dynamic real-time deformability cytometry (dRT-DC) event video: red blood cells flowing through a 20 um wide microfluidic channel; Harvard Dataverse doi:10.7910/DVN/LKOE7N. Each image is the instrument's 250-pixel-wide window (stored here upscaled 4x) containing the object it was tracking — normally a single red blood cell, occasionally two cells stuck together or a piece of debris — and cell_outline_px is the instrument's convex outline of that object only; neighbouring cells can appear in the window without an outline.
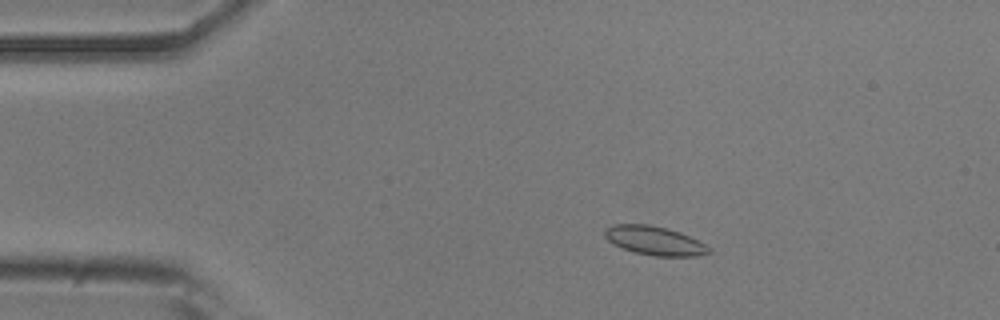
{"species": "common noctule bat (a hibernating species)", "species_latin": "Nyctalus noctula", "temperature_condition": "room temperature", "stored_images_in_passage": 45, "camera_frame_rate_fps": 3000, "um_per_image_px": 0.085, "animal": {"sex": "male", "body_mass_g": 20.5, "forearm_length_mm": 52.5}, "frame": {"image": 1, "passage_image": 1, "time_ms": 0.0, "image_size_px": [1000, 320], "cell_outline_px": [[712, 252], [696, 256], [656, 256], [636, 252], [612, 244], [604, 236], [604, 228], [612, 224], [648, 224], [668, 228], [680, 232], [712, 248]], "centroid_in_image_um": [55.62, 20.44], "position_along_channel_um": 29.4, "area_um2": 17.51}}
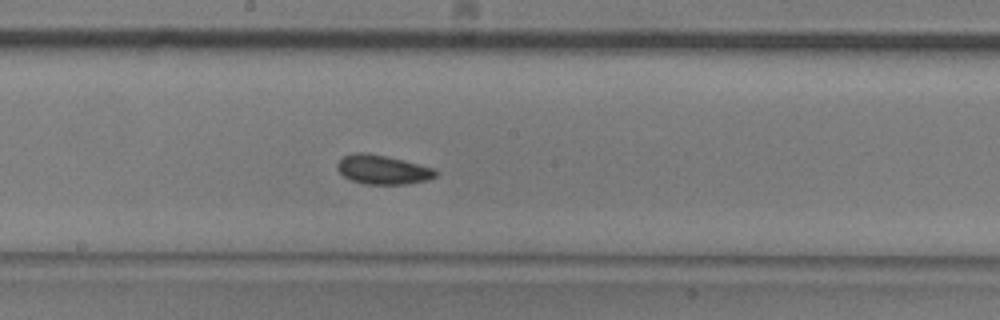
{"frame": {"image": 2, "passage_image": 20, "time_ms": 6.333, "image_size_px": [1000, 320], "cell_outline_px": [[440, 172], [436, 176], [428, 180], [404, 184], [364, 184], [352, 180], [344, 176], [336, 168], [336, 164], [344, 156], [356, 152], [364, 152], [384, 156], [436, 168]], "centroid_in_image_um": [32.55, 14.42], "position_along_channel_um": 215.6, "area_um2": 16.65}}
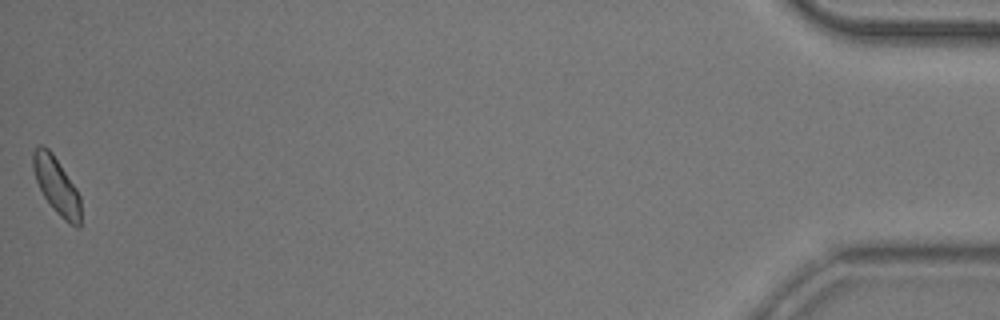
{"frame": {"image": 3, "passage_image": 45, "time_ms": 14.667, "image_size_px": [1000, 320], "cell_outline_px": [[80, 228], [76, 228], [68, 224], [56, 212], [44, 196], [36, 180], [32, 168], [32, 152], [36, 144], [40, 144], [48, 148], [52, 152], [76, 188], [80, 196]], "centroid_in_image_um": [4.79, 15.76], "position_along_channel_um": 430.4, "area_um2": 15.9}, "authors_computed_cell_mechanics": {"area_um2": 16.1262, "velocity_mm_per_s": 3.7563, "shape_relaxation_time_tau1_ms": null, "shape_relaxation_time_tau2_ms": 5.6628, "deformation_change_tau1": null, "deformation_change_tau2": 0.0927}}